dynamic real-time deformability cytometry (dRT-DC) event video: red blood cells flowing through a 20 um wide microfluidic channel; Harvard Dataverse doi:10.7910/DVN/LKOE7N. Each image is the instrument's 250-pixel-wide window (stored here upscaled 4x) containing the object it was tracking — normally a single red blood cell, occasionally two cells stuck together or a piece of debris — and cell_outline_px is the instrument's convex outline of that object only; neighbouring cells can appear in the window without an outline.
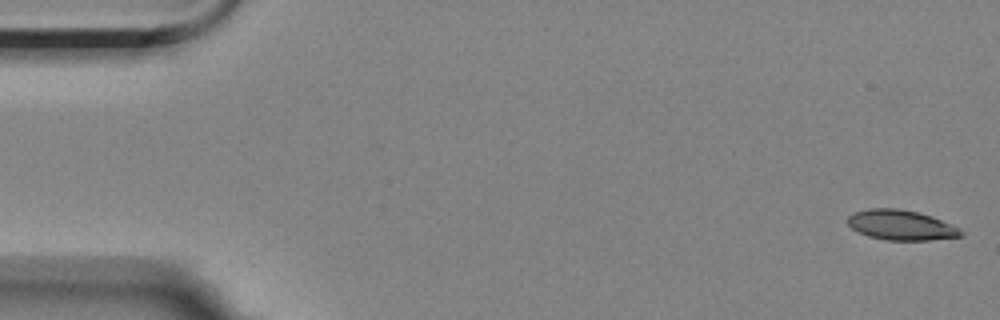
{"species": "Egyptian fruit bat (a non-hibernating species)", "species_latin": "Rousettus aegyptiacus", "temperature_condition": "room temperature", "stored_images_in_passage": 57, "camera_frame_rate_fps": 3000, "um_per_image_px": 0.085, "animal": {"sex": "female"}, "frame": {"image": 1, "passage_image": 1, "time_ms": 0.0, "image_size_px": [1000, 320], "cell_outline_px": [[964, 236], [928, 240], [884, 240], [868, 236], [852, 228], [848, 224], [848, 216], [852, 212], [868, 208], [900, 208], [920, 212], [932, 216], [960, 228], [964, 232]], "centroid_in_image_um": [76.6, 19.12], "position_along_channel_um": 8.4, "area_um2": 20.06}}
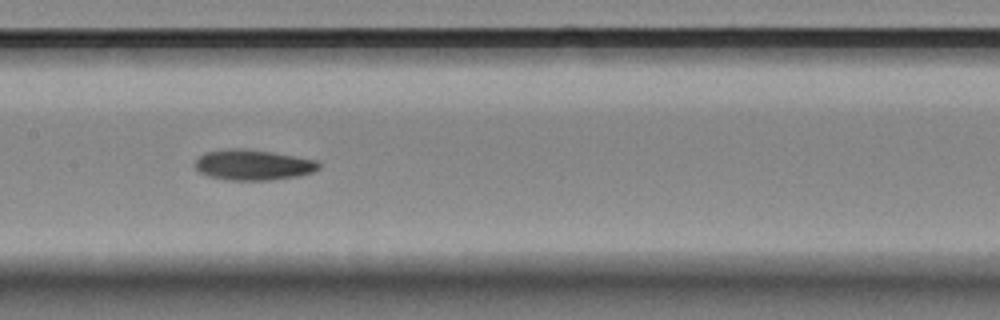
{"frame": {"image": 2, "passage_image": 27, "time_ms": 8.667, "image_size_px": [1000, 320], "cell_outline_px": [[320, 168], [312, 172], [296, 176], [272, 180], [228, 180], [208, 176], [200, 172], [196, 168], [196, 160], [204, 152], [228, 148], [244, 148], [272, 152], [316, 160], [320, 164]], "centroid_in_image_um": [21.5, 14.01], "position_along_channel_um": 185.9, "area_um2": 21.96}}
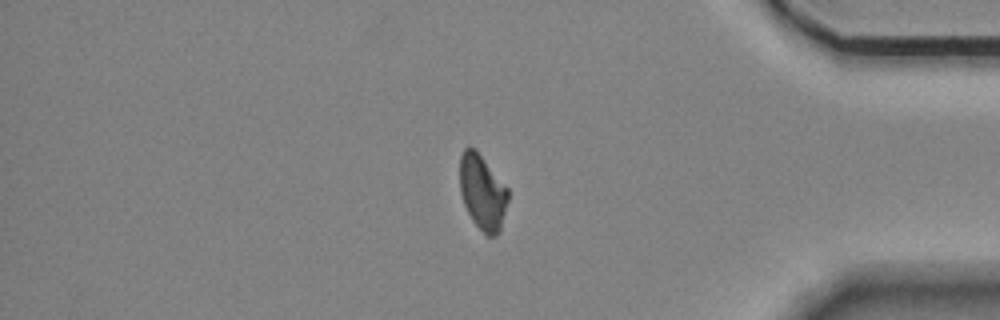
{"frame": {"image": 3, "passage_image": 47, "time_ms": 15.333, "image_size_px": [1000, 320], "cell_outline_px": [[508, 200], [500, 232], [496, 236], [488, 236], [472, 220], [464, 204], [460, 192], [460, 156], [464, 148], [468, 144], [476, 148], [508, 188]], "centroid_in_image_um": [41.01, 16.29], "position_along_channel_um": 394.2, "area_um2": 21.33}, "authors_computed_cell_mechanics": {"area_um2": 21.5016, "velocity_mm_per_s": 3.5412, "shape_relaxation_time_tau1_ms": null, "shape_relaxation_time_tau2_ms": 6.0552, "deformation_change_tau1": null, "deformation_change_tau2": 0.1075}}